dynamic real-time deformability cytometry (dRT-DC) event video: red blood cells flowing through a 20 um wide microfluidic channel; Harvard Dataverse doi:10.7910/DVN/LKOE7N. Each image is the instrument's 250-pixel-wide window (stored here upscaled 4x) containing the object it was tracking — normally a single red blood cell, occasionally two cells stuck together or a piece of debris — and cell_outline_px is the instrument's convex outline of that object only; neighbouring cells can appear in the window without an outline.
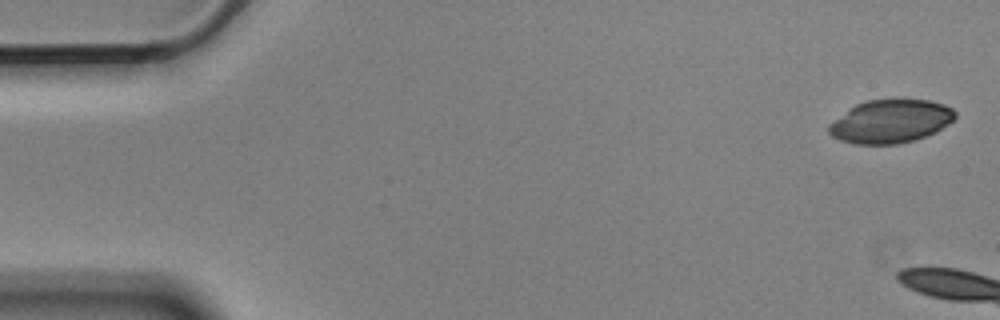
{"species": "Egyptian fruit bat (a non-hibernating species)", "species_latin": "Rousettus aegyptiacus", "temperature_condition": "cold", "stored_images_in_passage": 3, "camera_frame_rate_fps": 3000, "um_per_image_px": 0.085, "animal": {"sex": "male"}, "frame": {"image": 1, "passage_image": 1, "time_ms": 0.0, "image_size_px": [1000, 320], "cell_outline_px": [[956, 116], [948, 124], [936, 132], [916, 140], [896, 144], [852, 144], [840, 140], [832, 136], [828, 132], [828, 124], [856, 104], [864, 100], [892, 96], [900, 96], [928, 100], [944, 104], [952, 108], [956, 112]], "centroid_in_image_um": [75.71, 10.26], "position_along_channel_um": 9.3, "area_um2": 32.89}}